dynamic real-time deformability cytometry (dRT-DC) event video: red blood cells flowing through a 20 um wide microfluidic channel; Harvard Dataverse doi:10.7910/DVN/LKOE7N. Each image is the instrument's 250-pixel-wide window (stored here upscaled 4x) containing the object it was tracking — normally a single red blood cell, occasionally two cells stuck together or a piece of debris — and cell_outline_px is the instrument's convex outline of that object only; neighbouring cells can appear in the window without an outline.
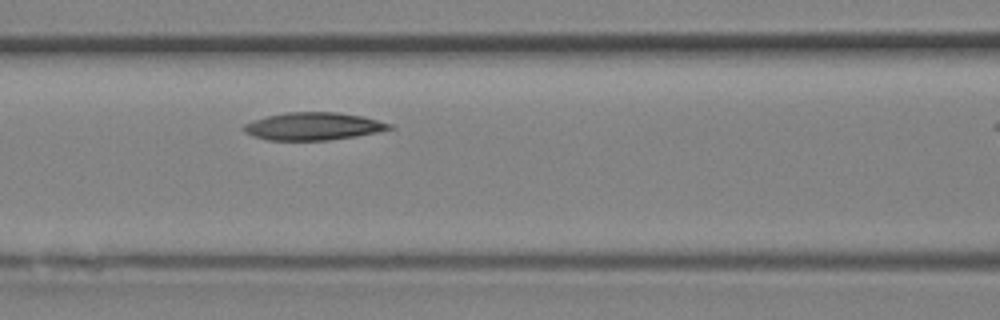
{"species": "Egyptian fruit bat (a non-hibernating species)", "species_latin": "Rousettus aegyptiacus", "temperature_condition": "room temperature", "stored_images_in_passage": 5, "segment_of_instrument_passage": [1, 2], "camera_frame_rate_fps": 3000, "um_per_image_px": 0.085, "animal": {"sex": "female"}, "frame": {"image": 1, "passage_image": 4, "time_ms": 1.0, "image_size_px": [1000, 320], "cell_outline_px": [[396, 128], [356, 136], [328, 140], [268, 140], [252, 136], [244, 132], [240, 128], [244, 124], [252, 120], [268, 116], [288, 112], [340, 112], [364, 116], [392, 124]], "centroid_in_image_um": [26.62, 10.73], "position_along_channel_um": 140.0, "area_um2": 23.64}}